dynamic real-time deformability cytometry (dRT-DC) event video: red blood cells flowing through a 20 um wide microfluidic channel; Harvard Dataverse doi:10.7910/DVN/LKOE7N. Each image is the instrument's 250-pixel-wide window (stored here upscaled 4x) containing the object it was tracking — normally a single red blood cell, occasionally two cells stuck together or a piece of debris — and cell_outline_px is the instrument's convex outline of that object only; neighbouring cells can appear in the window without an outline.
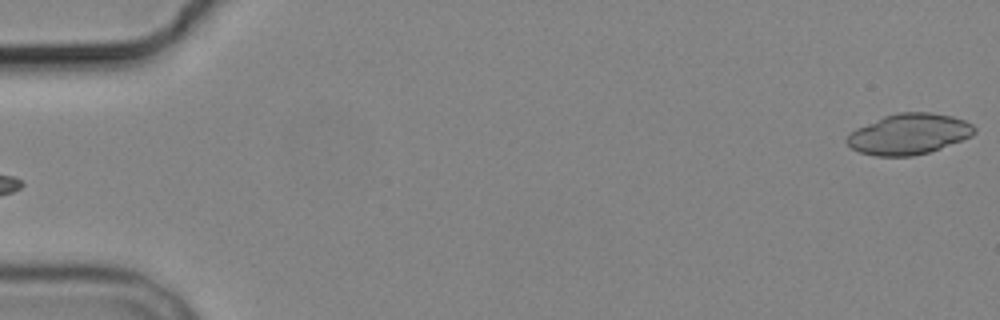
{"species": "common noctule bat (a hibernating species)", "species_latin": "Nyctalus noctula", "temperature_condition": "cold", "stored_images_in_passage": 6, "segment_of_instrument_passage": [2, 2], "camera_frame_rate_fps": 3000, "um_per_image_px": 0.085, "animal": {"sex": "male", "body_mass_g": 19.2, "forearm_length_mm": 51.8}, "frame": {"image": 1, "passage_image": 6, "time_ms": 5.667, "image_size_px": [1000, 320], "cell_outline_px": [[976, 132], [972, 136], [940, 148], [928, 152], [912, 156], [876, 156], [860, 152], [852, 148], [844, 140], [856, 128], [884, 116], [896, 112], [932, 112], [952, 116], [964, 120], [972, 124], [976, 128]], "centroid_in_image_um": [77.27, 11.38], "position_along_channel_um": 7.7, "area_um2": 30.17}}